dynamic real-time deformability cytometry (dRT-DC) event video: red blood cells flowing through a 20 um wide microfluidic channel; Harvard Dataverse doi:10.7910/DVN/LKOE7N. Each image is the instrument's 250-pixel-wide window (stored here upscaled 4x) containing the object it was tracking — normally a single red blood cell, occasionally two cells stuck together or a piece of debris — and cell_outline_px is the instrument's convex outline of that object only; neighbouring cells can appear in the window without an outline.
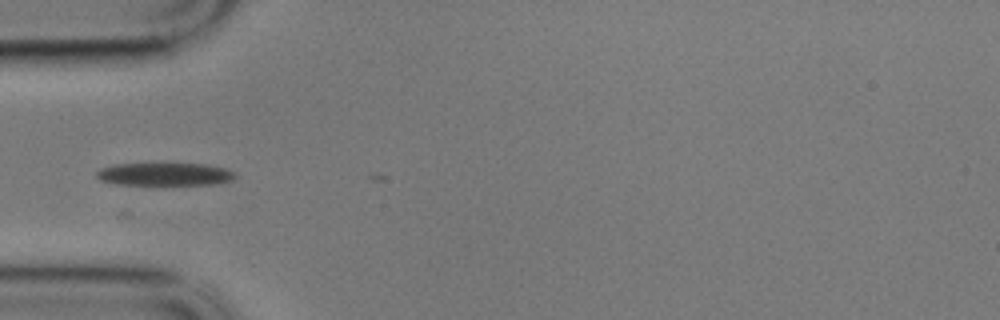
{"species": "common noctule bat (a hibernating species)", "species_latin": "Nyctalus noctula", "temperature_condition": "cold", "stored_images_in_passage": 21, "camera_frame_rate_fps": 3000, "um_per_image_px": 0.085, "animal": {"sex": "male", "body_mass_g": 17.9}, "frame": {"image": 1, "passage_image": 1, "time_ms": 0.0, "image_size_px": [1000, 320], "cell_outline_px": [[236, 176], [228, 180], [212, 184], [116, 184], [100, 180], [96, 176], [96, 172], [100, 168], [112, 164], [204, 164], [224, 168], [232, 172]], "centroid_in_image_um": [13.9, 14.8], "position_along_channel_um": 71.1, "area_um2": 17.98}}
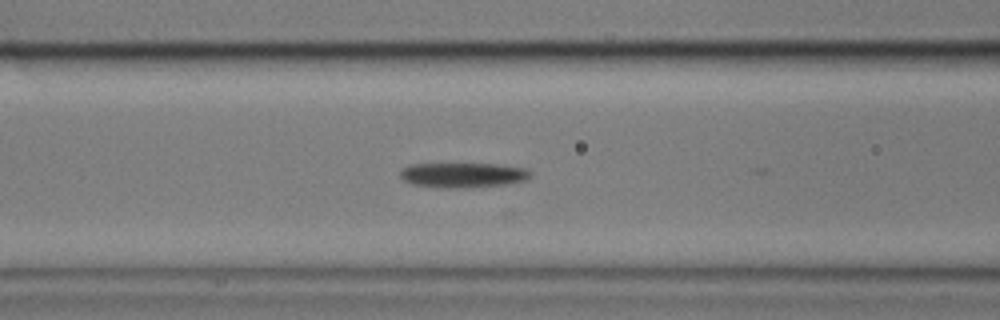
{"frame": {"image": 2, "passage_image": 6, "time_ms": 1.667, "image_size_px": [1000, 320], "cell_outline_px": [[532, 176], [528, 180], [508, 184], [464, 188], [444, 188], [412, 184], [404, 180], [400, 176], [400, 172], [408, 164], [496, 164], [524, 168], [532, 172]], "centroid_in_image_um": [39.39, 14.88], "position_along_channel_um": 127.2, "area_um2": 19.02}}
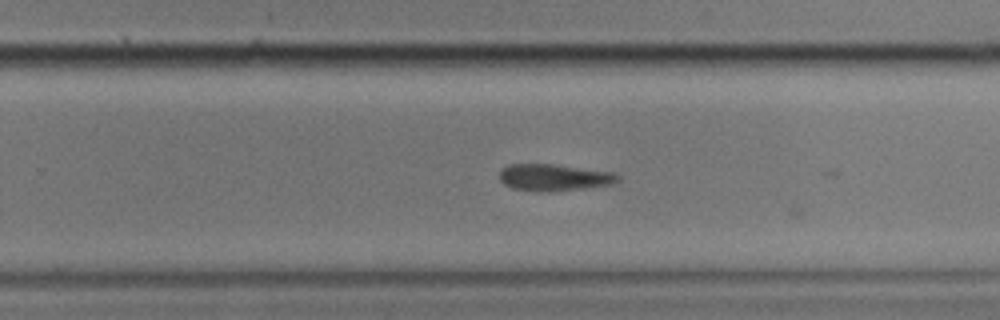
{"frame": {"image": 3, "passage_image": 20, "time_ms": 6.333, "image_size_px": [1000, 320], "cell_outline_px": [[620, 180], [612, 184], [584, 188], [548, 192], [536, 192], [512, 188], [504, 184], [500, 180], [500, 172], [508, 164], [556, 164], [616, 172], [620, 176]], "centroid_in_image_um": [47.13, 15.08], "position_along_channel_um": 282.7, "area_um2": 18.73}}